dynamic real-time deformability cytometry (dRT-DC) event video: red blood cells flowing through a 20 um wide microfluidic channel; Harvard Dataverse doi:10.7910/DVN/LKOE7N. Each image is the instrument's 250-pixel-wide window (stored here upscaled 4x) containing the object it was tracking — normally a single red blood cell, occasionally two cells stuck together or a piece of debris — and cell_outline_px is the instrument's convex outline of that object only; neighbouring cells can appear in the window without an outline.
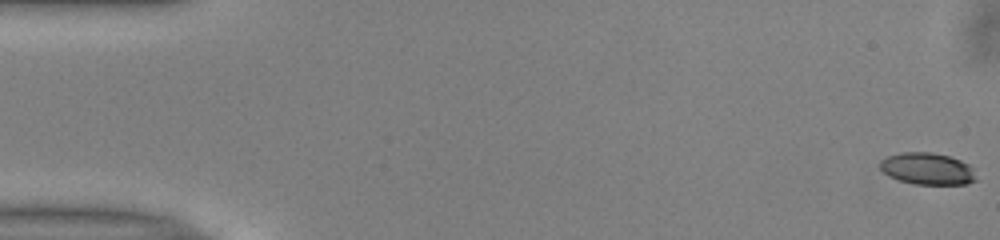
{"species": "common noctule bat (a hibernating species)", "species_latin": "Nyctalus noctula", "temperature_condition": "warm", "stored_images_in_passage": 52, "camera_frame_rate_fps": 3000, "um_per_image_px": 0.085, "animal": {"sex": "male", "body_mass_g": 13.0, "forearm_length_mm": 53.1}, "frame": {"image": 1, "passage_image": 1, "time_ms": 0.0, "image_size_px": [1000, 240], "cell_outline_px": [[976, 180], [968, 184], [912, 184], [888, 176], [880, 168], [880, 160], [888, 156], [900, 152], [932, 152], [948, 156], [960, 160], [968, 164], [972, 168]], "centroid_in_image_um": [78.81, 14.34], "position_along_channel_um": 6.2, "area_um2": 17.8}}
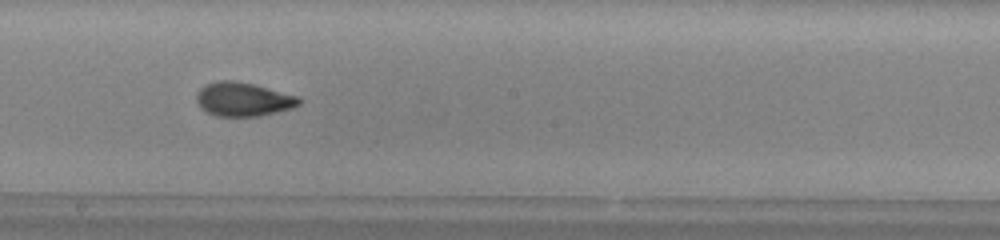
{"frame": {"image": 2, "passage_image": 29, "time_ms": 9.333, "image_size_px": [1000, 240], "cell_outline_px": [[300, 104], [292, 108], [260, 116], [216, 116], [200, 108], [196, 100], [196, 92], [204, 84], [220, 80], [232, 80], [252, 84], [300, 96]], "centroid_in_image_um": [20.65, 8.44], "position_along_channel_um": 227.6, "area_um2": 20.29}}
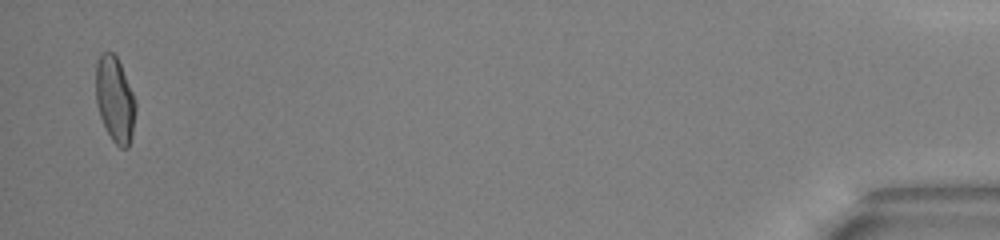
{"frame": {"image": 3, "passage_image": 51, "time_ms": 16.667, "image_size_px": [1000, 240], "cell_outline_px": [[136, 112], [132, 132], [128, 148], [120, 148], [112, 140], [100, 116], [96, 104], [96, 64], [100, 52], [112, 52], [116, 56], [120, 64], [136, 100]], "centroid_in_image_um": [9.77, 8.44], "position_along_channel_um": 425.4, "area_um2": 19.77}, "authors_computed_cell_mechanics": {"area_um2": 19.5364, "velocity_mm_per_s": 3.983, "shape_relaxation_time_tau1_ms": 3.8648, "shape_relaxation_time_tau2_ms": 1.3685, "deformation_change_tau1": 0.1495, "deformation_change_tau2": 0.0705}}